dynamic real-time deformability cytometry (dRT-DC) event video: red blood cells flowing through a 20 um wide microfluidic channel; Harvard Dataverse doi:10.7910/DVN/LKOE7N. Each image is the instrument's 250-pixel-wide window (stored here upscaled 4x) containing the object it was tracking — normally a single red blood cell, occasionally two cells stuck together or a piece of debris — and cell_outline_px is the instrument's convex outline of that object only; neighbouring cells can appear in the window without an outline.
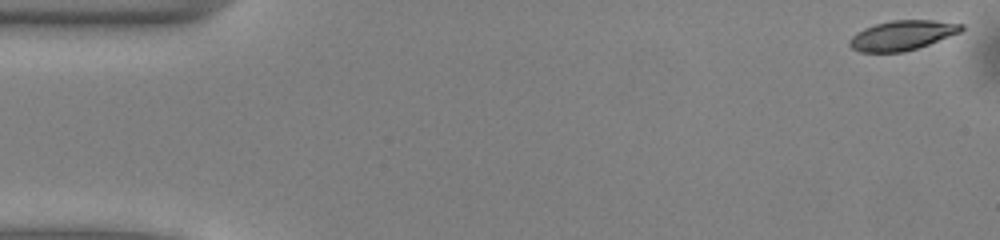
{"species": "common noctule bat (a hibernating species)", "species_latin": "Nyctalus noctula", "temperature_condition": "warm", "stored_images_in_passage": 13, "camera_frame_rate_fps": 3000, "um_per_image_px": 0.085, "animal": {"sex": "male", "body_mass_g": 13.0, "forearm_length_mm": 53.1}, "frame": {"image": 1, "passage_image": 1, "time_ms": 0.0, "image_size_px": [1000, 240], "cell_outline_px": [[964, 28], [960, 32], [928, 44], [904, 52], [860, 52], [852, 48], [848, 44], [848, 40], [856, 32], [864, 28], [876, 24], [892, 20], [932, 20], [964, 24]], "centroid_in_image_um": [76.66, 3.0], "position_along_channel_um": 8.3, "area_um2": 19.25}}